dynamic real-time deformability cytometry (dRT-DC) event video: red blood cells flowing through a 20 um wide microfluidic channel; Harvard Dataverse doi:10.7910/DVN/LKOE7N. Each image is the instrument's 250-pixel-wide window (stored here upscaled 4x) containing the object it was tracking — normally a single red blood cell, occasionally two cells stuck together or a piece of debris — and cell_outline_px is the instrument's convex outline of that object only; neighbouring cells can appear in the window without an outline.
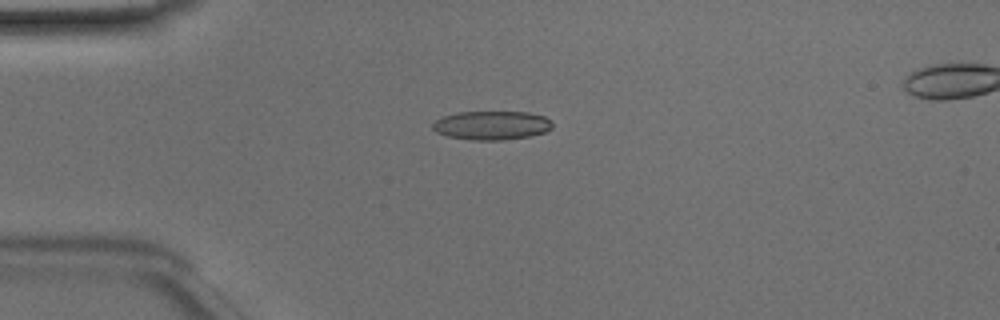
{"species": "Egyptian fruit bat (a non-hibernating species)", "species_latin": "Rousettus aegyptiacus", "temperature_condition": "room temperature", "stored_images_in_passage": 51, "segment_of_instrument_passage": [1, 2], "camera_frame_rate_fps": 3000, "um_per_image_px": 0.085, "animal": {"sex": "male"}, "frame": {"image": 1, "passage_image": 13, "time_ms": 4.0, "image_size_px": [1000, 320], "cell_outline_px": [[552, 128], [544, 132], [528, 136], [504, 140], [472, 140], [448, 136], [436, 132], [432, 128], [432, 124], [436, 120], [444, 116], [460, 112], [528, 112], [544, 116], [552, 120]], "centroid_in_image_um": [41.81, 10.65], "position_along_channel_um": 43.2, "area_um2": 20.06}}
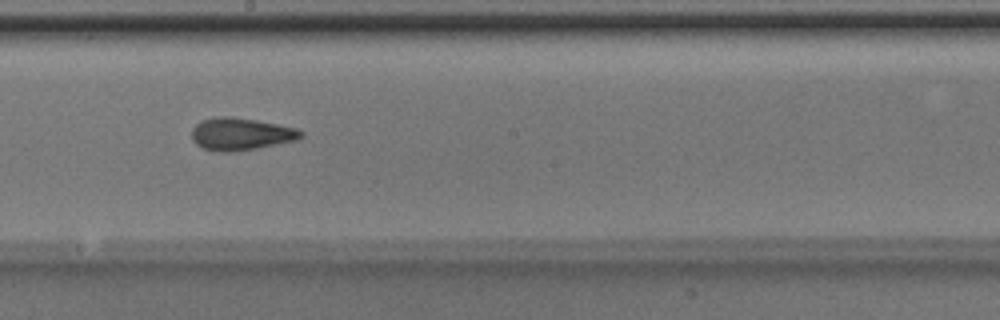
{"frame": {"image": 2, "passage_image": 28, "time_ms": 9.0, "image_size_px": [1000, 320], "cell_outline_px": [[304, 136], [296, 140], [256, 148], [232, 152], [216, 152], [204, 148], [196, 144], [192, 140], [192, 128], [196, 124], [204, 120], [216, 116], [232, 116], [256, 120], [296, 128], [304, 132]], "centroid_in_image_um": [20.46, 11.39], "position_along_channel_um": 227.7, "area_um2": 20.58}}
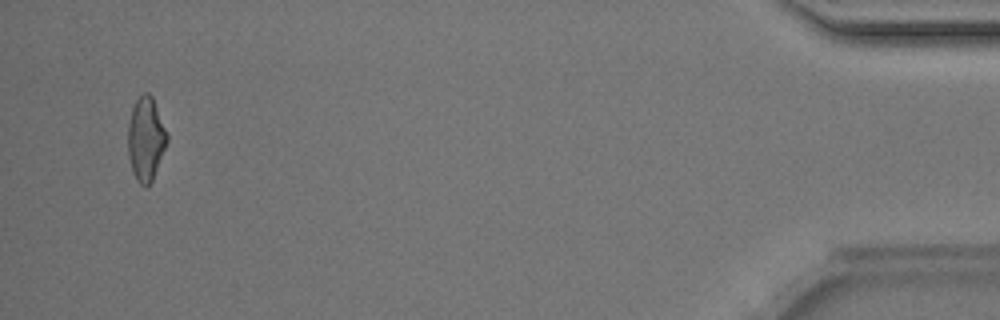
{"frame": {"image": 3, "passage_image": 48, "time_ms": 15.667, "image_size_px": [1000, 320], "cell_outline_px": [[168, 140], [152, 180], [148, 184], [140, 184], [136, 180], [132, 172], [128, 152], [128, 124], [132, 108], [136, 100], [144, 92], [148, 92], [152, 96], [168, 136]], "centroid_in_image_um": [12.38, 11.79], "position_along_channel_um": 422.8, "area_um2": 18.73}}